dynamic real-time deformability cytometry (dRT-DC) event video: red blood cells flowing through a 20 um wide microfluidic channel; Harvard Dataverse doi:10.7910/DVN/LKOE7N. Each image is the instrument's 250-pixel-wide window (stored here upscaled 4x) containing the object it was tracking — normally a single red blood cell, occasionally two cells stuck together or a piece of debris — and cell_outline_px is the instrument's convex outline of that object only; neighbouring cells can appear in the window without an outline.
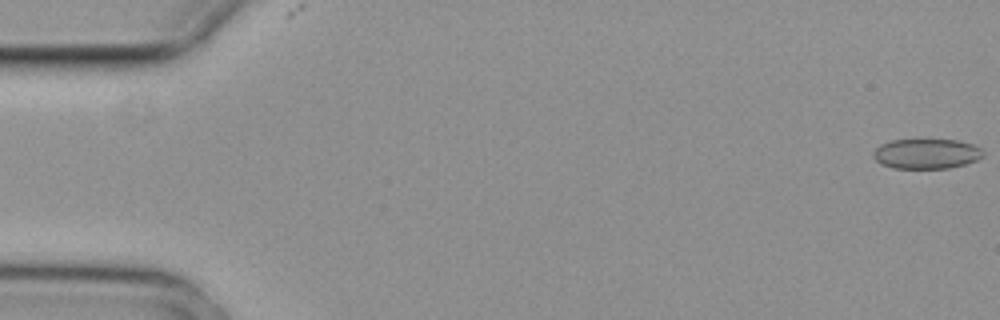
{"species": "common noctule bat (a hibernating species)", "species_latin": "Nyctalus noctula", "temperature_condition": "cold", "stored_images_in_passage": 5, "camera_frame_rate_fps": 3000, "um_per_image_px": 0.085, "animal": {"sex": "female", "body_mass_g": 29.2, "forearm_length_mm": 56.3}, "frame": {"image": 1, "passage_image": 1, "time_ms": 0.0, "image_size_px": [1000, 320], "cell_outline_px": [[984, 156], [976, 160], [964, 164], [948, 168], [892, 168], [880, 164], [872, 156], [872, 152], [880, 144], [892, 140], [956, 140], [972, 144], [980, 148], [984, 152]], "centroid_in_image_um": [78.72, 13.07], "position_along_channel_um": 6.3, "area_um2": 19.19}}
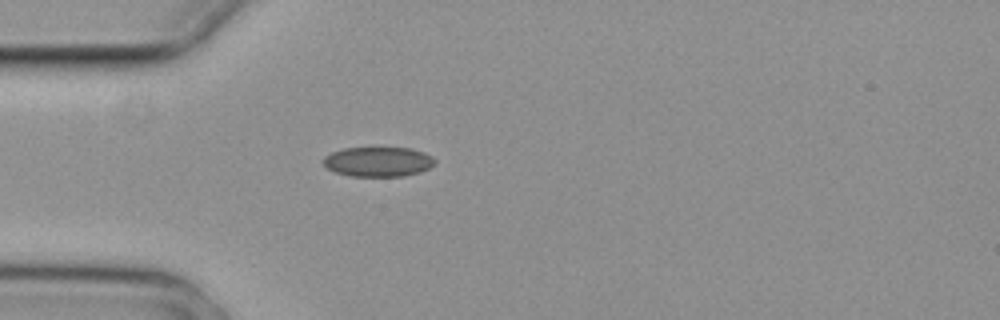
{"frame": {"image": 2, "passage_image": 5, "time_ms": 1.333, "image_size_px": [1000, 320], "cell_outline_px": [[436, 164], [420, 172], [404, 176], [352, 176], [336, 172], [328, 168], [320, 160], [324, 156], [332, 152], [344, 148], [412, 148], [424, 152], [432, 156], [436, 160]], "centroid_in_image_um": [32.16, 13.74], "position_along_channel_um": 52.8, "area_um2": 19.42}}